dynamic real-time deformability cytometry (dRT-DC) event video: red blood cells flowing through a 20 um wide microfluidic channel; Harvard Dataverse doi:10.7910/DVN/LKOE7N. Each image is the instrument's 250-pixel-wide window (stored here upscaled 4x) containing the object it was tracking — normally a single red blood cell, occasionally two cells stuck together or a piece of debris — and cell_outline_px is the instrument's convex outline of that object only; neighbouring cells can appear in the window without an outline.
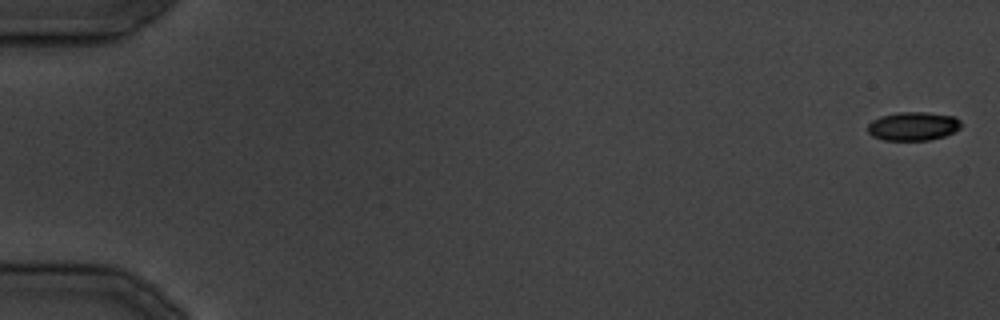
{"species": "common noctule bat (a hibernating species)", "species_latin": "Nyctalus noctula", "temperature_condition": "cold", "stored_images_in_passage": 27, "camera_frame_rate_fps": 3000, "um_per_image_px": 0.085, "animal": {"sex": "male", "body_mass_g": 19.5, "forearm_length_mm": 54.6}, "frame": {"image": 1, "passage_image": 1, "time_ms": 0.0, "image_size_px": [1000, 320], "cell_outline_px": [[960, 128], [944, 136], [928, 140], [884, 140], [872, 136], [868, 132], [868, 124], [872, 120], [880, 116], [896, 112], [928, 112], [956, 116], [960, 120]], "centroid_in_image_um": [77.6, 10.71], "position_along_channel_um": 7.4, "area_um2": 15.66}}
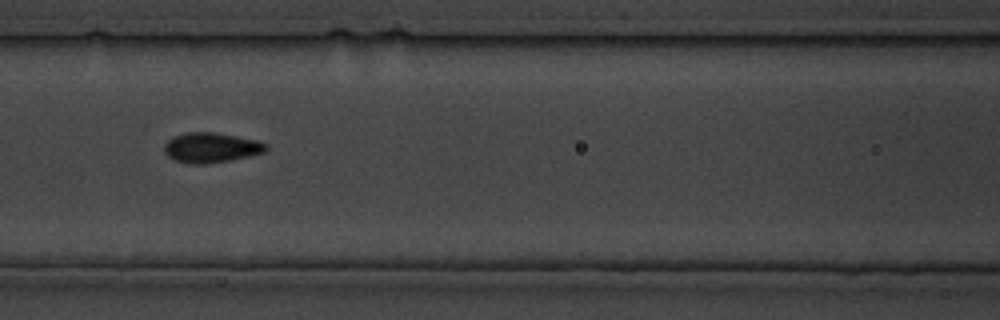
{"frame": {"image": 2, "passage_image": 17, "time_ms": 19.0, "image_size_px": [1000, 320], "cell_outline_px": [[268, 148], [264, 152], [248, 156], [228, 160], [204, 164], [188, 164], [172, 160], [164, 152], [164, 144], [172, 136], [188, 132], [216, 132], [260, 140], [268, 144]], "centroid_in_image_um": [17.93, 12.54], "position_along_channel_um": 148.7, "area_um2": 18.03}}
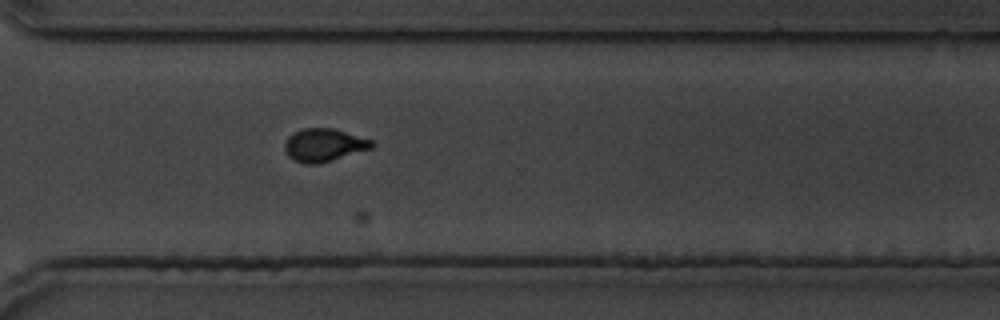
{"frame": {"image": 3, "passage_image": 27, "time_ms": 31.333, "image_size_px": [1000, 320], "cell_outline_px": [[376, 144], [372, 148], [320, 164], [304, 164], [292, 160], [284, 152], [284, 144], [288, 136], [304, 128], [332, 128], [372, 140]], "centroid_in_image_um": [27.51, 12.35], "position_along_channel_um": 343.1, "area_um2": 16.82}}